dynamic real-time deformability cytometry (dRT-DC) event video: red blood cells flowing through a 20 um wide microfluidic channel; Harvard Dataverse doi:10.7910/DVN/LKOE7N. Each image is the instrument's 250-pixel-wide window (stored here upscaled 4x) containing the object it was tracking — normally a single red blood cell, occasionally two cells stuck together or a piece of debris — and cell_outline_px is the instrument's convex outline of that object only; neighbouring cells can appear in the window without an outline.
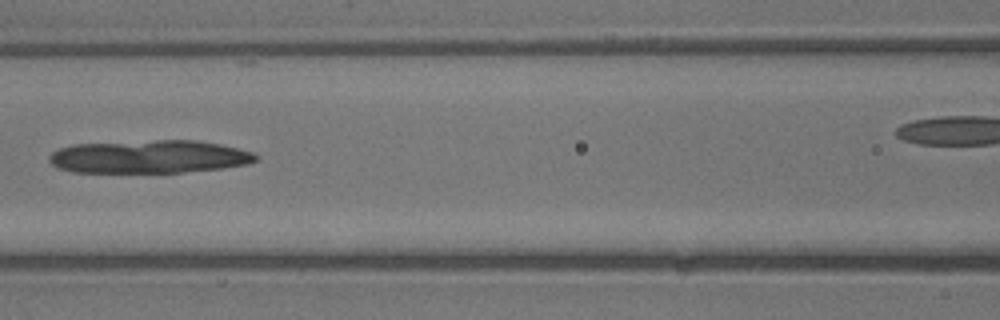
{"species": "common noctule bat (a hibernating species)", "species_latin": "Nyctalus noctula", "temperature_condition": "warm", "stored_images_in_passage": 34, "camera_frame_rate_fps": 3000, "um_per_image_px": 0.085, "animal": {"sex": "male", "body_mass_g": 13.3}, "frame": {"image": 1, "passage_image": 15, "time_ms": 4.667, "image_size_px": [1000, 320], "cell_outline_px": [[260, 160], [248, 164], [224, 168], [180, 172], [72, 172], [56, 168], [48, 160], [48, 156], [52, 152], [60, 148], [72, 144], [156, 140], [196, 140], [220, 144], [252, 152], [260, 156]], "centroid_in_image_um": [12.69, 13.32], "position_along_channel_um": 153.9, "area_um2": 40.06}}
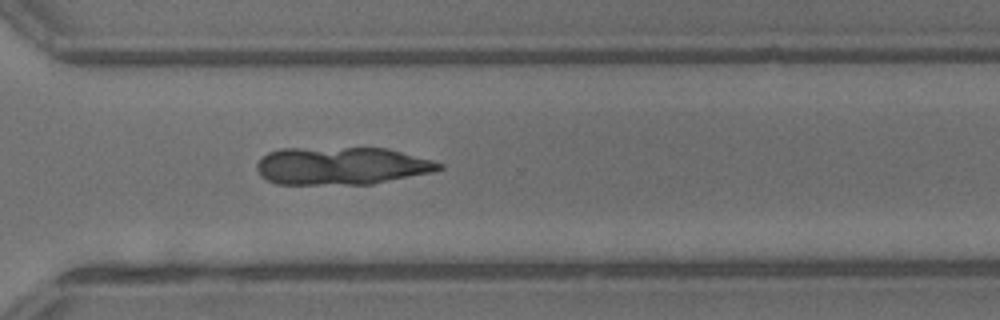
{"frame": {"image": 2, "passage_image": 24, "time_ms": 7.667, "image_size_px": [1000, 320], "cell_outline_px": [[444, 168], [432, 172], [372, 184], [276, 184], [260, 176], [256, 168], [256, 164], [268, 152], [280, 148], [388, 148], [432, 160], [444, 164]], "centroid_in_image_um": [29.03, 14.09], "position_along_channel_um": 341.6, "area_um2": 40.11}}
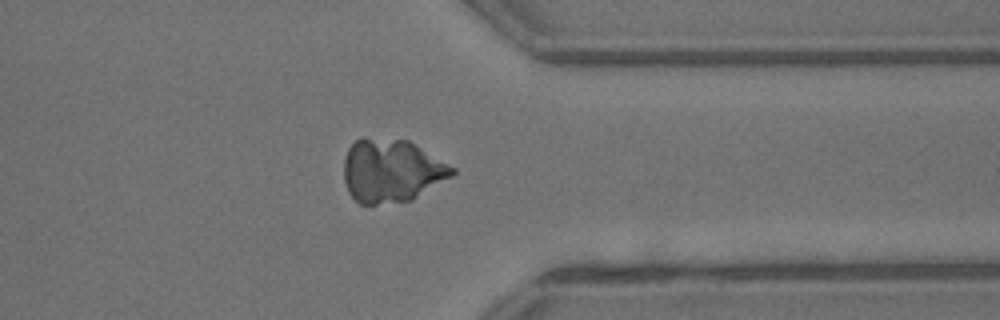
{"frame": {"image": 3, "passage_image": 26, "time_ms": 8.333, "image_size_px": [1000, 320], "cell_outline_px": [[456, 172], [452, 176], [412, 200], [376, 204], [360, 204], [348, 192], [344, 180], [344, 156], [348, 148], [360, 136], [408, 140], [456, 168]], "centroid_in_image_um": [33.26, 14.49], "position_along_channel_um": 378.1, "area_um2": 40.06}}